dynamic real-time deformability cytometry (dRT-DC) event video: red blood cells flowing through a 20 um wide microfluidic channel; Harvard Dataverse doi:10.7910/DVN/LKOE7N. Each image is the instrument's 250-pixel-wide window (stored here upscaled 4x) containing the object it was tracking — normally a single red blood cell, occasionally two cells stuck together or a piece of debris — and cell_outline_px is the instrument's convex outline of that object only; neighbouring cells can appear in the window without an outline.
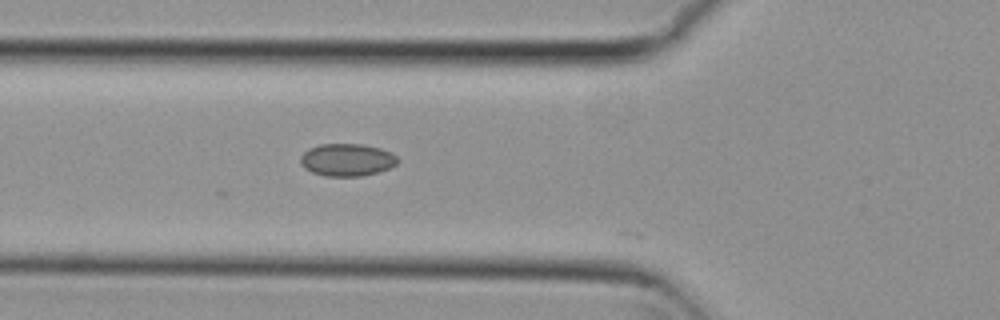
{"species": "common noctule bat (a hibernating species)", "species_latin": "Nyctalus noctula", "temperature_condition": "cold", "stored_images_in_passage": 32, "camera_frame_rate_fps": 3000, "um_per_image_px": 0.085, "animal": {"sex": "female", "body_mass_g": 29.2, "forearm_length_mm": 56.3}, "frame": {"image": 1, "passage_image": 2, "time_ms": 0.333, "image_size_px": [1000, 320], "cell_outline_px": [[400, 160], [396, 164], [380, 172], [360, 176], [324, 176], [312, 172], [304, 168], [300, 164], [300, 156], [308, 148], [320, 144], [360, 144], [380, 148], [392, 152]], "centroid_in_image_um": [29.48, 13.59], "position_along_channel_um": 96.3, "area_um2": 18.55}}
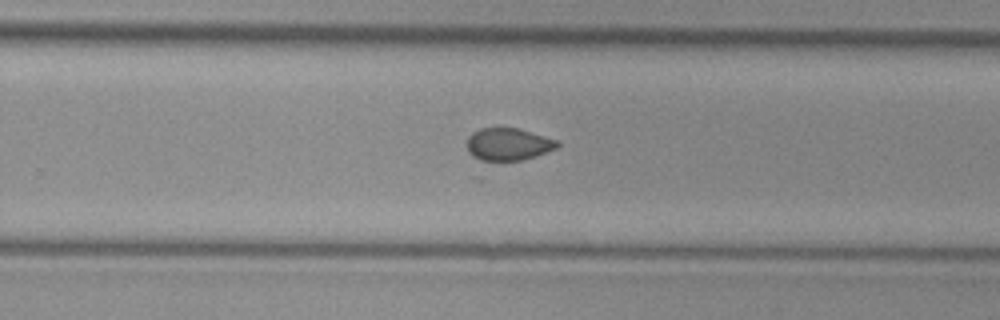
{"frame": {"image": 2, "passage_image": 17, "time_ms": 5.333, "image_size_px": [1000, 320], "cell_outline_px": [[560, 144], [556, 148], [536, 156], [524, 160], [484, 164], [472, 156], [468, 152], [468, 136], [472, 132], [480, 128], [516, 128], [556, 140]], "centroid_in_image_um": [43.12, 12.32], "position_along_channel_um": 286.7, "area_um2": 17.51}}
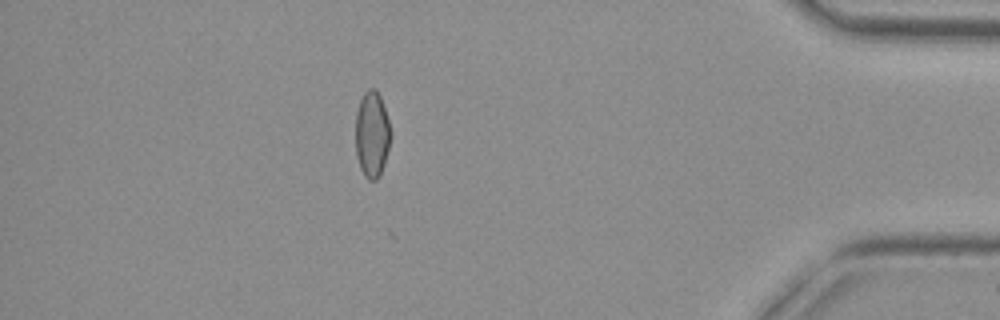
{"frame": {"image": 3, "passage_image": 30, "time_ms": 9.667, "image_size_px": [1000, 320], "cell_outline_px": [[392, 136], [384, 164], [380, 176], [376, 180], [368, 180], [364, 176], [360, 168], [356, 156], [356, 112], [360, 100], [364, 92], [368, 88], [376, 88], [380, 96], [392, 132]], "centroid_in_image_um": [31.62, 11.43], "position_along_channel_um": 403.6, "area_um2": 17.86}, "authors_computed_cell_mechanics": {"area_um2": 17.7157, "velocity_mm_per_s": 3.7975, "shape_relaxation_time_tau1_ms": null, "shape_relaxation_time_tau2_ms": 3.1217, "deformation_change_tau1": null, "deformation_change_tau2": 0.0522}}